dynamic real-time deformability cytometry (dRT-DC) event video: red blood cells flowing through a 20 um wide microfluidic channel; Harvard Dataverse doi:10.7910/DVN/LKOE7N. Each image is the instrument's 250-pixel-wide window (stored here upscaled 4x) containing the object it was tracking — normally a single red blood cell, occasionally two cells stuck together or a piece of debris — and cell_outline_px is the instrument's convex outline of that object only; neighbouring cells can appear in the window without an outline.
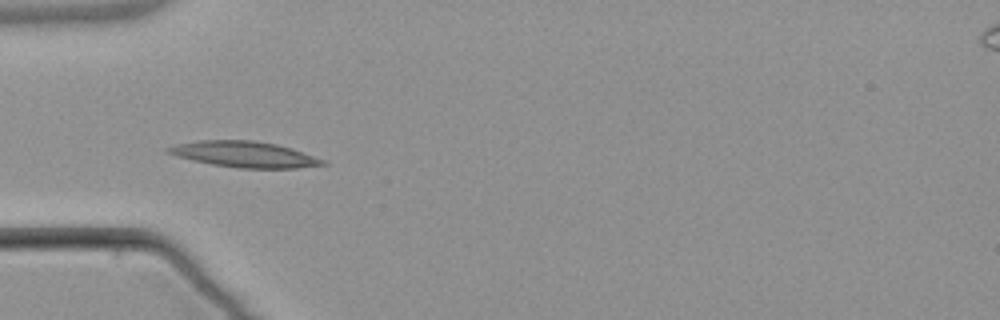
{"species": "common noctule bat (a hibernating species)", "species_latin": "Nyctalus noctula", "temperature_condition": "warm", "stored_images_in_passage": 5, "camera_frame_rate_fps": 3000, "um_per_image_px": 0.085, "animal": {"sex": "male", "body_mass_g": 21.5, "forearm_length_mm": 52.0}, "frame": {"image": 1, "passage_image": 5, "time_ms": 5.0, "image_size_px": [1000, 320], "cell_outline_px": [[328, 164], [296, 168], [240, 168], [212, 164], [192, 160], [176, 156], [164, 152], [164, 148], [176, 144], [200, 140], [252, 140], [276, 144], [292, 148], [324, 160]], "centroid_in_image_um": [20.72, 13.11], "position_along_channel_um": 64.3, "area_um2": 23.29}}